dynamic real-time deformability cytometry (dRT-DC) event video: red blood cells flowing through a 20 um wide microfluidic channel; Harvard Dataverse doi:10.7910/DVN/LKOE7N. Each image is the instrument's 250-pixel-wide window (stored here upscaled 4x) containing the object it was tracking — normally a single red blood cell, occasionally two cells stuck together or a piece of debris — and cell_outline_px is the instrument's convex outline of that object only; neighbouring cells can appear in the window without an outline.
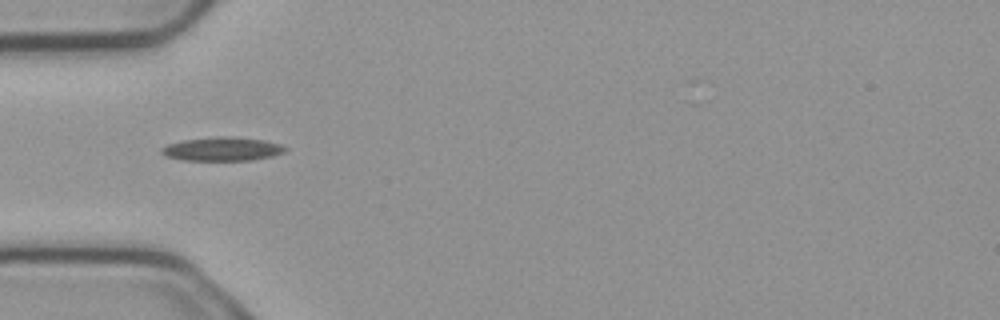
{"species": "common noctule bat (a hibernating species)", "species_latin": "Nyctalus noctula", "temperature_condition": "cold", "stored_images_in_passage": 5, "camera_frame_rate_fps": 3000, "um_per_image_px": 0.085, "animal": {"sex": "male", "body_mass_g": 23.1, "forearm_length_mm": 52.7}, "frame": {"image": 1, "passage_image": 3, "time_ms": 0.667, "image_size_px": [1000, 320], "cell_outline_px": [[288, 148], [284, 152], [272, 156], [252, 160], [184, 160], [168, 156], [160, 152], [160, 148], [168, 144], [184, 140], [220, 136], [228, 136], [264, 140], [280, 144]], "centroid_in_image_um": [18.91, 12.66], "position_along_channel_um": 66.1, "area_um2": 16.94}}
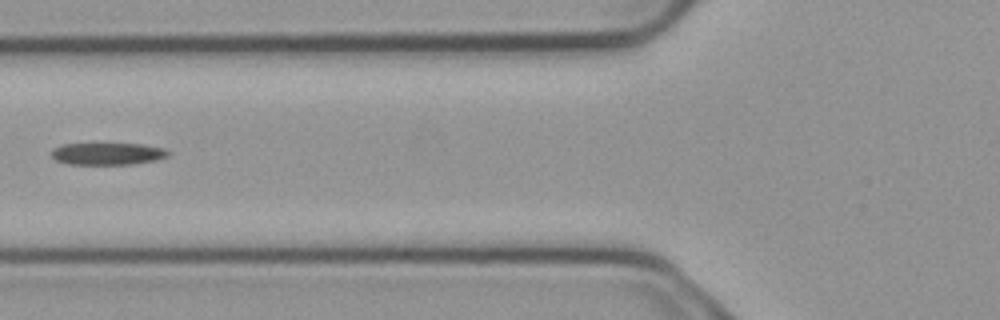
{"frame": {"image": 2, "passage_image": 4, "time_ms": 1.0, "image_size_px": [1000, 320], "cell_outline_px": [[172, 152], [168, 156], [156, 160], [132, 164], [68, 164], [56, 160], [52, 156], [52, 148], [64, 144], [140, 144], [164, 148]], "centroid_in_image_um": [9.17, 13.07], "position_along_channel_um": 116.6, "area_um2": 14.97}}
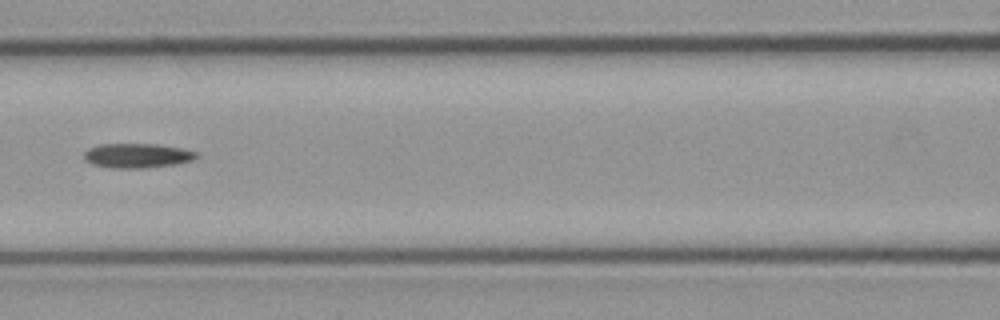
{"frame": {"image": 3, "passage_image": 5, "time_ms": 1.333, "image_size_px": [1000, 320], "cell_outline_px": [[200, 156], [192, 160], [176, 164], [144, 168], [112, 168], [92, 164], [84, 160], [84, 152], [88, 148], [100, 144], [156, 144], [180, 148], [200, 152]], "centroid_in_image_um": [11.68, 13.23], "position_along_channel_um": 154.9, "area_um2": 16.18}}